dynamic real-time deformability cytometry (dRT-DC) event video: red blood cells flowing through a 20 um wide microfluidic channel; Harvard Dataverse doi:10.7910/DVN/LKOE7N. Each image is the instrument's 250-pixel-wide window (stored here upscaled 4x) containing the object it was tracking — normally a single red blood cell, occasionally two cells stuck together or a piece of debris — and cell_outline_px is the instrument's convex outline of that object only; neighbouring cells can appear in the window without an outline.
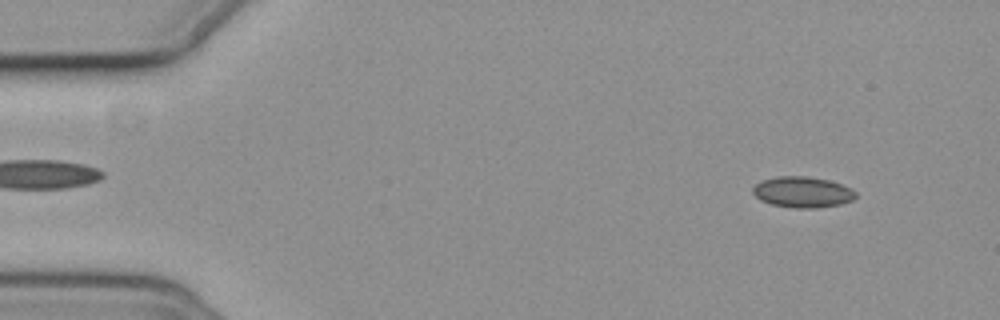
{"species": "common noctule bat (a hibernating species)", "species_latin": "Nyctalus noctula", "temperature_condition": "cold", "stored_images_in_passage": 16, "camera_frame_rate_fps": 3000, "um_per_image_px": 0.085, "animal": {"sex": "female", "body_mass_g": 19.3, "forearm_length_mm": 54.1}, "frame": {"image": 1, "passage_image": 5, "time_ms": 1.333, "image_size_px": [1000, 320], "cell_outline_px": [[856, 196], [852, 200], [840, 204], [816, 208], [796, 208], [772, 204], [760, 200], [752, 192], [752, 188], [756, 184], [764, 180], [776, 176], [804, 176], [828, 180], [840, 184], [856, 192]], "centroid_in_image_um": [68.19, 16.33], "position_along_channel_um": 16.8, "area_um2": 18.26}}
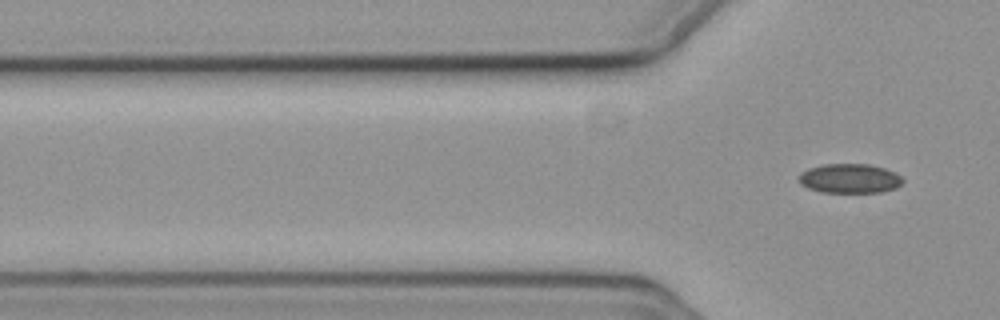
{"frame": {"image": 2, "passage_image": 16, "time_ms": 5.0, "image_size_px": [1000, 320], "cell_outline_px": [[904, 180], [896, 188], [880, 192], [820, 192], [808, 188], [800, 184], [800, 176], [808, 168], [824, 164], [868, 164], [884, 168], [896, 172]], "centroid_in_image_um": [72.25, 15.17], "position_along_channel_um": 53.6, "area_um2": 17.69}}